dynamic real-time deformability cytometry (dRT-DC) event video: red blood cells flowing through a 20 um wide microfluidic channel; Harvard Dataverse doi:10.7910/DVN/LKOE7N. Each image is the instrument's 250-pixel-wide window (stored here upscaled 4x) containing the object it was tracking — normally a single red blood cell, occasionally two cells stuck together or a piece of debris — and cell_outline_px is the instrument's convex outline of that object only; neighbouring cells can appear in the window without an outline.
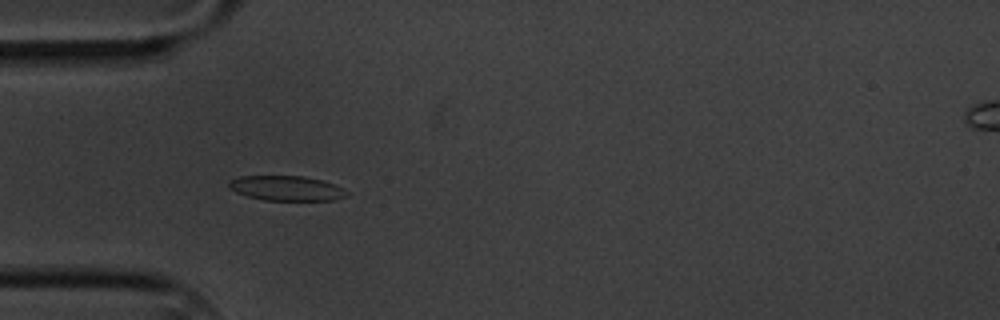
{"species": "common noctule bat (a hibernating species)", "species_latin": "Nyctalus noctula", "temperature_condition": "cold", "stored_images_in_passage": 6, "camera_frame_rate_fps": 3000, "um_per_image_px": 0.085, "animal": {"sex": "male", "body_mass_g": 20.1, "forearm_length_mm": 53.5}, "frame": {"image": 1, "passage_image": 5, "time_ms": 4.667, "image_size_px": [1000, 320], "cell_outline_px": [[348, 196], [332, 200], [264, 200], [248, 196], [236, 192], [228, 184], [232, 180], [240, 176], [304, 176], [320, 180], [332, 184], [348, 192]], "centroid_in_image_um": [24.35, 16.0], "position_along_channel_um": 60.6, "area_um2": 16.7}}
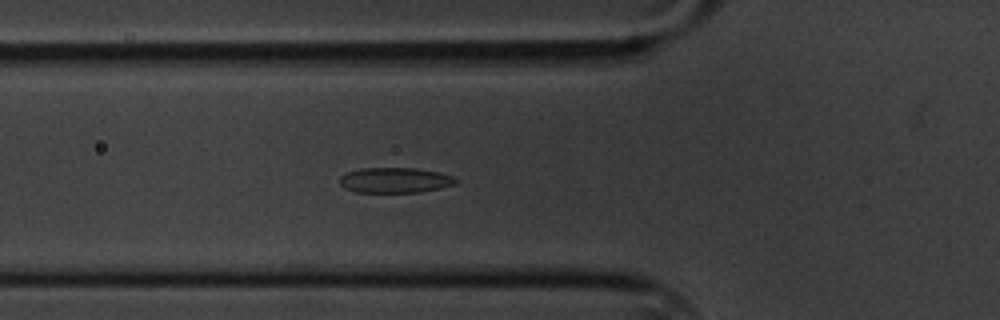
{"frame": {"image": 2, "passage_image": 6, "time_ms": 5.667, "image_size_px": [1000, 320], "cell_outline_px": [[460, 180], [456, 184], [440, 188], [420, 192], [356, 192], [344, 188], [340, 184], [340, 176], [348, 172], [360, 168], [416, 168], [436, 172], [452, 176]], "centroid_in_image_um": [33.58, 15.32], "position_along_channel_um": 92.2, "area_um2": 17.11}}